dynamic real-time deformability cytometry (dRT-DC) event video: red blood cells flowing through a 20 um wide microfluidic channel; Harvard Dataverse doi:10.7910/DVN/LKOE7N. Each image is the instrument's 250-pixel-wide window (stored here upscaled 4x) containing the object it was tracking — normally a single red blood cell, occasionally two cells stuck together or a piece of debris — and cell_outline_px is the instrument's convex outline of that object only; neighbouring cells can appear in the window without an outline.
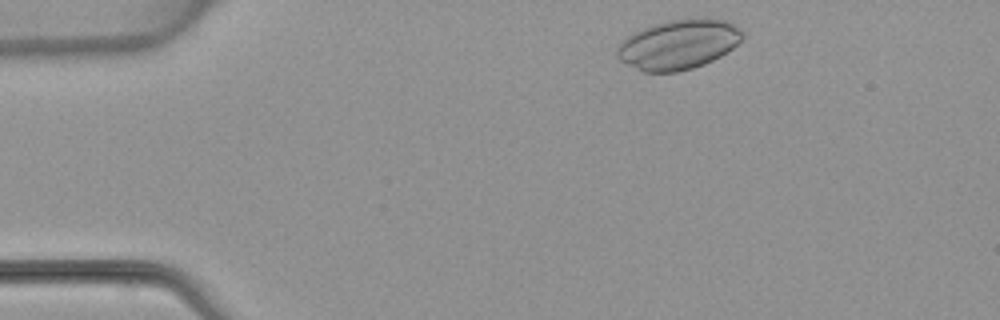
{"species": "common noctule bat (a hibernating species)", "species_latin": "Nyctalus noctula", "temperature_condition": "warm", "stored_images_in_passage": 4, "camera_frame_rate_fps": 3000, "um_per_image_px": 0.085, "animal": {"sex": "female", "body_mass_g": 22.7, "forearm_length_mm": 54.2}, "frame": {"image": 1, "passage_image": 1, "time_ms": 0.0, "image_size_px": [1000, 320], "cell_outline_px": [[744, 36], [728, 52], [704, 64], [692, 68], [676, 72], [640, 72], [620, 60], [616, 56], [616, 48], [620, 40], [640, 28], [652, 24], [668, 20], [704, 16], [724, 20], [736, 24], [740, 28]], "centroid_in_image_um": [57.64, 3.75], "position_along_channel_um": 27.4, "area_um2": 37.05}}